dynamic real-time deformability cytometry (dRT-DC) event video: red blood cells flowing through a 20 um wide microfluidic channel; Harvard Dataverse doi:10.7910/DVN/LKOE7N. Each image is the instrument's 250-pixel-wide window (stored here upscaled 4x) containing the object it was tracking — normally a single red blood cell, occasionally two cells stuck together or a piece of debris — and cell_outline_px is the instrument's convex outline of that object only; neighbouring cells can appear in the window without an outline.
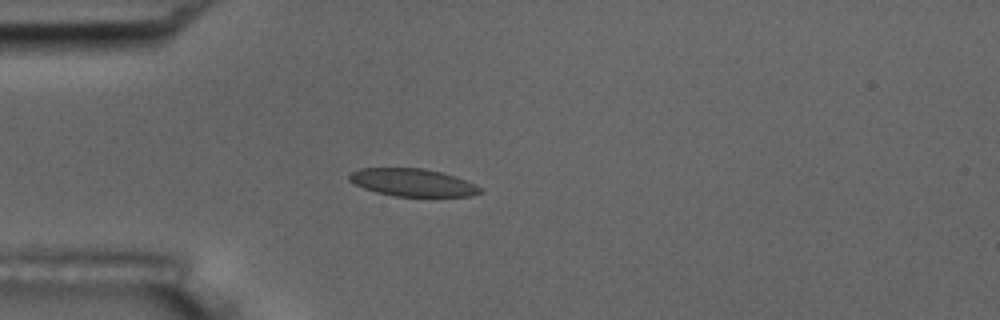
{"species": "common noctule bat (a hibernating species)", "species_latin": "Nyctalus noctula", "temperature_condition": "room temperature", "stored_images_in_passage": 3, "camera_frame_rate_fps": 3000, "um_per_image_px": 0.085, "animal": {"sex": "male", "body_mass_g": 17.5, "forearm_length_mm": 52.3}, "frame": {"image": 1, "passage_image": 3, "time_ms": 0.667, "image_size_px": [1000, 320], "cell_outline_px": [[480, 192], [472, 196], [396, 196], [376, 192], [364, 188], [348, 180], [348, 176], [352, 172], [360, 168], [424, 168], [456, 176], [480, 188]], "centroid_in_image_um": [35.03, 15.5], "position_along_channel_um": 50.0, "area_um2": 20.75}}